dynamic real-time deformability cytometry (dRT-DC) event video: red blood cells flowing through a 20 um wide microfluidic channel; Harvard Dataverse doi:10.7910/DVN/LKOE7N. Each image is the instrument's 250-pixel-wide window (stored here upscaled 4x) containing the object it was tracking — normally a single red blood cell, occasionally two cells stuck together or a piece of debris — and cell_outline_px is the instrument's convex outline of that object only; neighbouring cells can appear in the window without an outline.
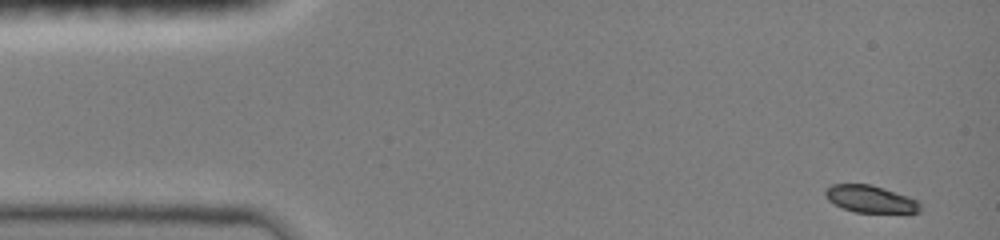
{"species": "common noctule bat (a hibernating species)", "species_latin": "Nyctalus noctula", "temperature_condition": "room temperature", "stored_images_in_passage": 6, "camera_frame_rate_fps": 3000, "um_per_image_px": 0.085, "animal": {"sex": "female", "body_mass_g": 19.0, "forearm_length_mm": 51.5}, "frame": {"image": 1, "passage_image": 1, "time_ms": 0.0, "image_size_px": [1000, 240], "cell_outline_px": [[920, 212], [908, 216], [904, 216], [856, 212], [844, 208], [828, 200], [824, 196], [824, 188], [832, 184], [872, 184], [908, 196], [916, 200], [920, 204]], "centroid_in_image_um": [74.07, 16.97], "position_along_channel_um": 10.9, "area_um2": 15.9}}